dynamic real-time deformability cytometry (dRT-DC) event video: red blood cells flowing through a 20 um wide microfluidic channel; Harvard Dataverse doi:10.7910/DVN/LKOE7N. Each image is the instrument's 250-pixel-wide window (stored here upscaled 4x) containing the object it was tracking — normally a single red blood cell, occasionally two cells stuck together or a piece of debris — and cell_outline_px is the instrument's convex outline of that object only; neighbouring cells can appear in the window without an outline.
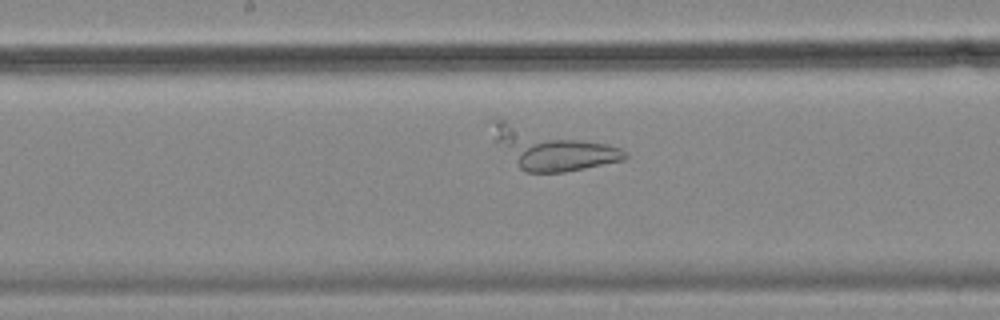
{"species": "common noctule bat (a hibernating species)", "species_latin": "Nyctalus noctula", "temperature_condition": "cold", "stored_images_in_passage": 40, "camera_frame_rate_fps": 3000, "um_per_image_px": 0.085, "animal": {"sex": "female", "body_mass_g": 18.4}, "frame": {"image": 1, "passage_image": 23, "time_ms": 7.333, "image_size_px": [1000, 320], "cell_outline_px": [[628, 156], [624, 160], [564, 172], [524, 172], [492, 140], [484, 120], [504, 120], [608, 144], [620, 148], [628, 152]], "centroid_in_image_um": [46.74, 12.62], "position_along_channel_um": 201.5, "area_um2": 31.96}}